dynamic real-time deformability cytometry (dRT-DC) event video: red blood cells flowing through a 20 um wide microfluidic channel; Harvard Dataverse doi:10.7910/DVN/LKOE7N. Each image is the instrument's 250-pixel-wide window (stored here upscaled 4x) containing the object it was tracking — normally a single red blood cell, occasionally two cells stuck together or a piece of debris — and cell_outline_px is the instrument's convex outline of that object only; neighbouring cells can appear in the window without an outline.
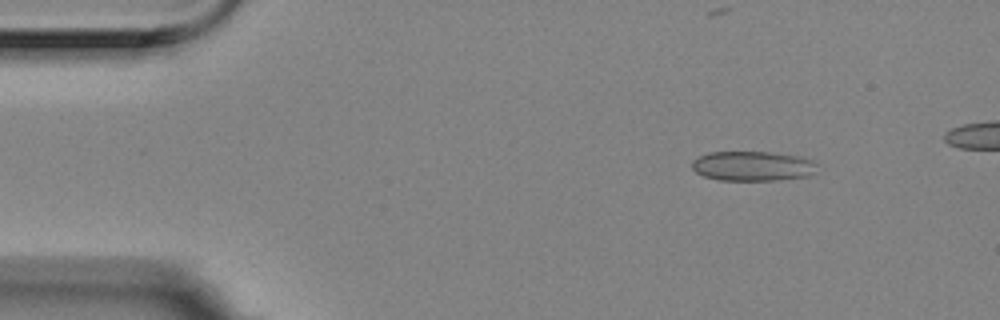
{"species": "Egyptian fruit bat (a non-hibernating species)", "species_latin": "Rousettus aegyptiacus", "temperature_condition": "room temperature", "stored_images_in_passage": 10, "camera_frame_rate_fps": 3000, "um_per_image_px": 0.085, "animal": {"sex": "female"}, "frame": {"image": 1, "passage_image": 1, "time_ms": 0.0, "image_size_px": [1000, 320], "cell_outline_px": [[816, 164], [812, 172], [808, 176], [776, 180], [716, 180], [704, 176], [696, 172], [692, 168], [692, 160], [696, 156], [708, 152], [768, 152], [800, 156], [812, 160]], "centroid_in_image_um": [63.9, 14.11], "position_along_channel_um": 21.1, "area_um2": 21.68}}
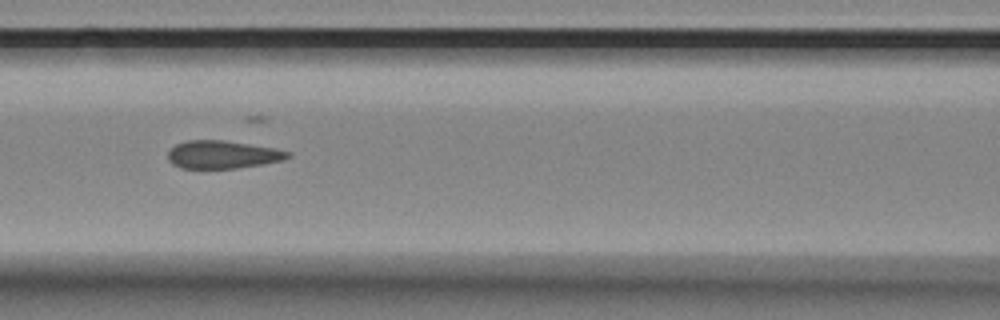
{"frame": {"image": 2, "passage_image": 6, "time_ms": 1.667, "image_size_px": [1000, 320], "cell_outline_px": [[292, 156], [284, 160], [236, 168], [180, 168], [172, 164], [168, 160], [168, 152], [176, 144], [188, 140], [224, 140], [276, 148], [292, 152]], "centroid_in_image_um": [18.94, 13.13], "position_along_channel_um": 147.7, "area_um2": 19.54}}
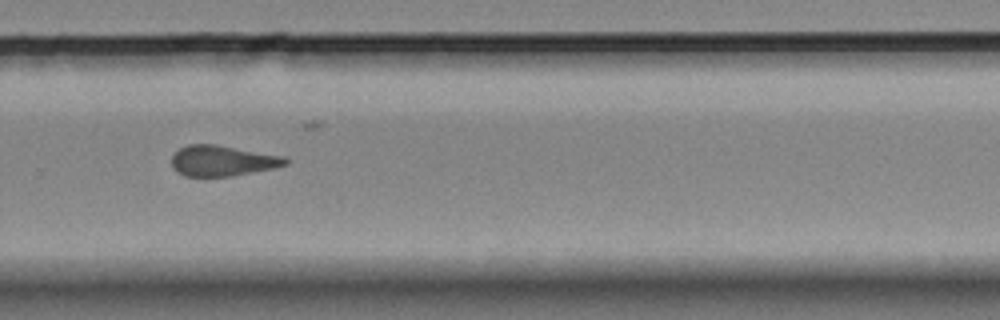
{"frame": {"image": 3, "passage_image": 10, "time_ms": 3.0, "image_size_px": [1000, 320], "cell_outline_px": [[288, 164], [272, 168], [232, 176], [184, 176], [172, 168], [172, 156], [180, 148], [188, 144], [216, 144], [284, 156], [288, 160]], "centroid_in_image_um": [18.89, 13.66], "position_along_channel_um": 310.9, "area_um2": 20.23}}